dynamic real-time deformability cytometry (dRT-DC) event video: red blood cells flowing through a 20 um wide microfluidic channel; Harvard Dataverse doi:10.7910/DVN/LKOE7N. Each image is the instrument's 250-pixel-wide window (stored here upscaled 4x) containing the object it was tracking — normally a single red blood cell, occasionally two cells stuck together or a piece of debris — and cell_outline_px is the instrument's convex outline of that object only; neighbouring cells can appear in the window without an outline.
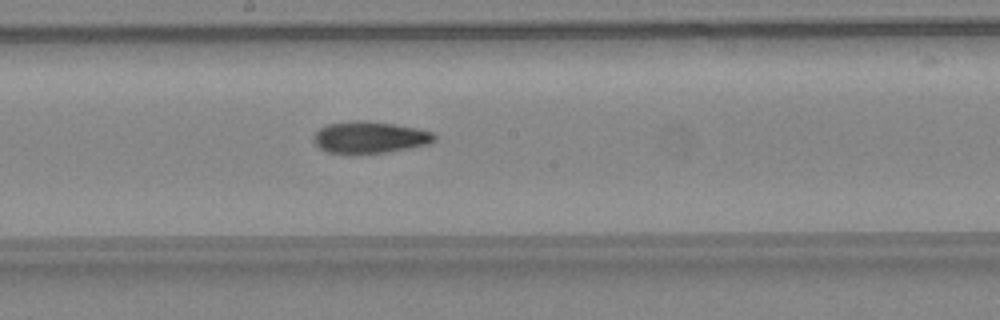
{"species": "common noctule bat (a hibernating species)", "species_latin": "Nyctalus noctula", "temperature_condition": "warm", "stored_images_in_passage": 15, "camera_frame_rate_fps": 3000, "um_per_image_px": 0.085, "animal": {"sex": "female", "body_mass_g": 24.6, "forearm_length_mm": 56.2}, "frame": {"image": 1, "passage_image": 12, "time_ms": 3.667, "image_size_px": [1000, 320], "cell_outline_px": [[436, 140], [428, 144], [388, 152], [352, 156], [328, 152], [320, 148], [312, 140], [316, 132], [320, 128], [328, 124], [360, 120], [368, 120], [416, 128], [432, 132], [436, 136]], "centroid_in_image_um": [31.4, 11.71], "position_along_channel_um": 216.8, "area_um2": 22.72}}